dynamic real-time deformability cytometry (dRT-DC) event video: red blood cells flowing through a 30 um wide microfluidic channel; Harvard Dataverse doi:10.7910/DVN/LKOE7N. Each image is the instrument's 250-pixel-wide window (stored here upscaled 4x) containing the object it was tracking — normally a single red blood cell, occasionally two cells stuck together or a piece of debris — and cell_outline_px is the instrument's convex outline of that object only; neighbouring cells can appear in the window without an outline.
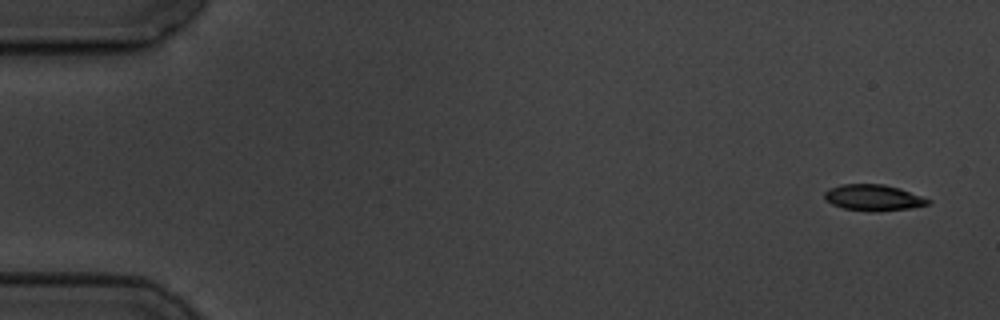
{"species": "common noctule bat (a hibernating species)", "species_latin": "Nyctalus noctula", "temperature_condition": "cold", "stored_images_in_passage": 5, "camera_frame_rate_fps": 3000, "um_per_image_px": 0.085, "animal": {"sex": "male", "body_mass_g": 19.5, "forearm_length_mm": 54.6}, "frame": {"image": 1, "passage_image": 1, "time_ms": 0.0, "image_size_px": [1000, 320], "cell_outline_px": [[932, 204], [912, 208], [876, 212], [872, 212], [844, 208], [832, 204], [824, 200], [824, 192], [828, 188], [840, 184], [884, 184], [900, 188], [932, 200]], "centroid_in_image_um": [74.25, 16.8], "position_along_channel_um": 10.8, "area_um2": 16.07}}
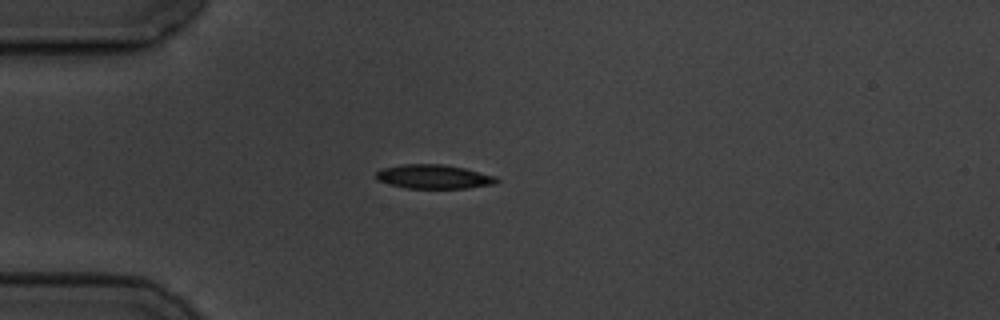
{"frame": {"image": 2, "passage_image": 5, "time_ms": 4.333, "image_size_px": [1000, 320], "cell_outline_px": [[500, 180], [496, 184], [468, 188], [408, 188], [376, 180], [376, 172], [380, 168], [404, 164], [444, 164], [464, 168], [496, 176]], "centroid_in_image_um": [36.89, 15.01], "position_along_channel_um": 48.1, "area_um2": 16.94}}